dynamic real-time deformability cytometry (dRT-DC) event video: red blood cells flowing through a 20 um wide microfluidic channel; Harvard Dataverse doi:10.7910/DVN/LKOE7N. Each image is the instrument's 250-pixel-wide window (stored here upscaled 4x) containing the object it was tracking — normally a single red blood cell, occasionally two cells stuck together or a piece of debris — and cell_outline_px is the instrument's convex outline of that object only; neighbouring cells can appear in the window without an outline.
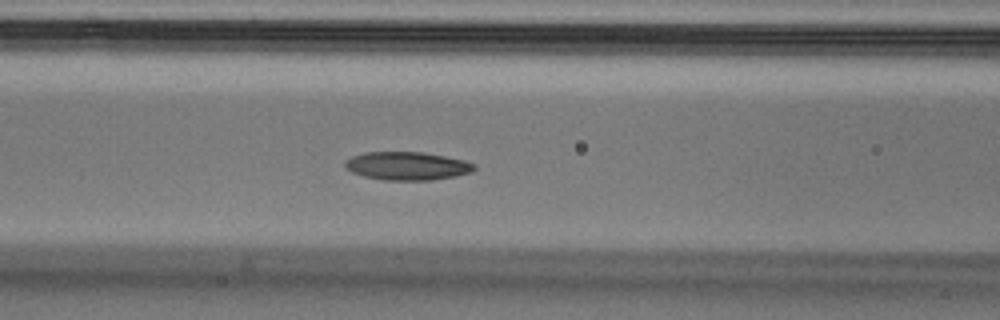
{"species": "Egyptian fruit bat (a non-hibernating species)", "species_latin": "Rousettus aegyptiacus", "temperature_condition": "cold", "stored_images_in_passage": 53, "camera_frame_rate_fps": 3000, "um_per_image_px": 0.085, "animal": {"sex": "male"}, "frame": {"image": 1, "passage_image": 21, "time_ms": 6.667, "image_size_px": [1000, 320], "cell_outline_px": [[476, 168], [472, 172], [456, 176], [432, 180], [384, 180], [364, 176], [352, 172], [344, 168], [344, 160], [352, 156], [364, 152], [424, 152], [464, 160], [476, 164]], "centroid_in_image_um": [34.6, 14.1], "position_along_channel_um": 132.0, "area_um2": 21.44}}
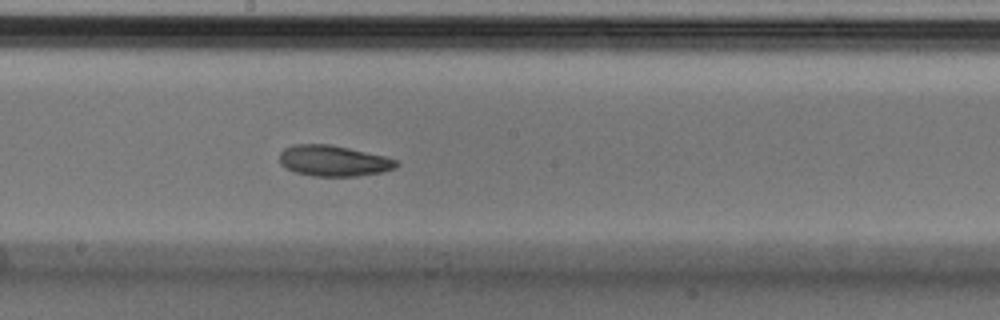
{"frame": {"image": 2, "passage_image": 28, "time_ms": 9.0, "image_size_px": [1000, 320], "cell_outline_px": [[400, 164], [396, 168], [380, 172], [356, 176], [312, 176], [296, 172], [280, 164], [280, 152], [284, 148], [292, 144], [328, 144], [388, 156], [396, 160]], "centroid_in_image_um": [28.36, 13.66], "position_along_channel_um": 219.8, "area_um2": 21.04}}
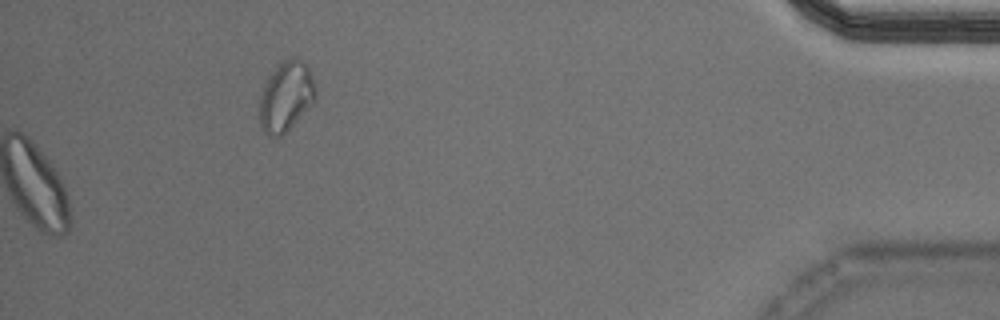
{"frame": {"image": 3, "passage_image": 53, "time_ms": 17.333, "image_size_px": [1000, 320], "cell_outline_px": [[316, 100], [280, 136], [268, 136], [264, 132], [260, 124], [260, 96], [268, 76], [284, 60], [292, 56], [296, 56], [308, 68], [316, 88]], "centroid_in_image_um": [24.31, 8.18], "position_along_channel_um": 410.9, "area_um2": 22.37}, "authors_computed_cell_mechanics": {"area_um2": 21.5016, "velocity_mm_per_s": 3.7674, "shape_relaxation_time_tau1_ms": 5.2281, "shape_relaxation_time_tau2_ms": 5.1953, "deformation_change_tau1": 0.1128, "deformation_change_tau2": 0.1078}}